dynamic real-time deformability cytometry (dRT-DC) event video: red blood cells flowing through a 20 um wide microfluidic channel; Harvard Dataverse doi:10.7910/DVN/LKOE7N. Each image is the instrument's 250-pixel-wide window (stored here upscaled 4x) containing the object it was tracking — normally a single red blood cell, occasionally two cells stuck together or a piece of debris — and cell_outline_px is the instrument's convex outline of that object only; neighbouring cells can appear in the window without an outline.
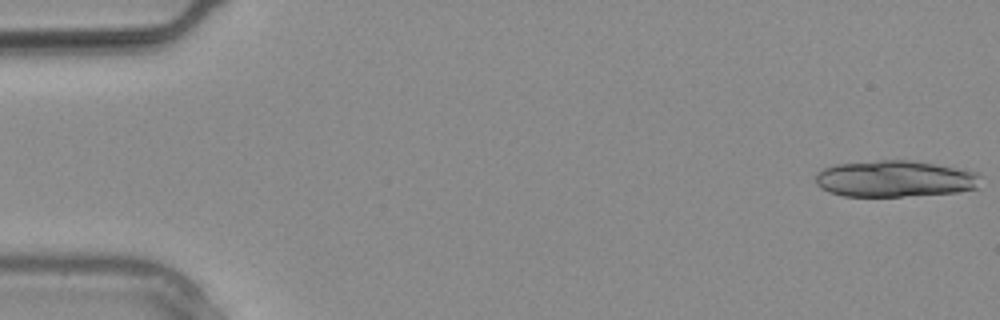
{"species": "common noctule bat (a hibernating species)", "species_latin": "Nyctalus noctula", "temperature_condition": "warm", "stored_images_in_passage": 4, "camera_frame_rate_fps": 3000, "um_per_image_px": 0.085, "animal": {"sex": "male", "body_mass_g": 20.4}, "frame": {"image": 1, "passage_image": 1, "time_ms": 0.0, "image_size_px": [1000, 320], "cell_outline_px": [[980, 176], [976, 188], [956, 192], [900, 196], [844, 196], [828, 192], [820, 188], [816, 184], [816, 172], [824, 168], [836, 164], [880, 160], [908, 160], [932, 164], [976, 172]], "centroid_in_image_um": [75.98, 15.2], "position_along_channel_um": 9.0, "area_um2": 34.68}}